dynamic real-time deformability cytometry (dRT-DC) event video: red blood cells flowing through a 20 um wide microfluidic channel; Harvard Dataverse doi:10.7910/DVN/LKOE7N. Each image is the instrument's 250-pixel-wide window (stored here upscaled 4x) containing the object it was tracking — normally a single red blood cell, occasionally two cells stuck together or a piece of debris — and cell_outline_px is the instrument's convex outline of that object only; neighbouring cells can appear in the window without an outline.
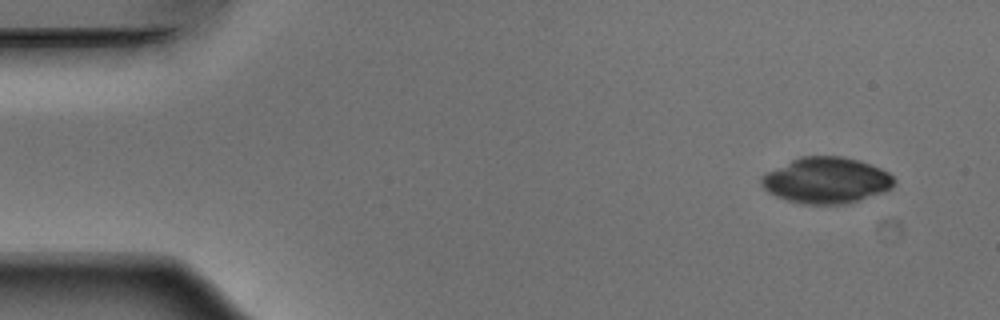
{"species": "Egyptian fruit bat (a non-hibernating species)", "species_latin": "Rousettus aegyptiacus", "temperature_condition": "warm", "stored_images_in_passage": 49, "camera_frame_rate_fps": 3000, "um_per_image_px": 0.085, "animal": {"sex": "male"}, "frame": {"image": 1, "passage_image": 1, "time_ms": 0.0, "image_size_px": [1000, 320], "cell_outline_px": [[896, 180], [892, 188], [884, 192], [848, 204], [804, 204], [788, 200], [776, 196], [768, 192], [760, 184], [760, 176], [800, 156], [840, 156], [860, 160], [880, 168], [888, 172]], "centroid_in_image_um": [70.26, 15.33], "position_along_channel_um": 14.7, "area_um2": 35.66}}
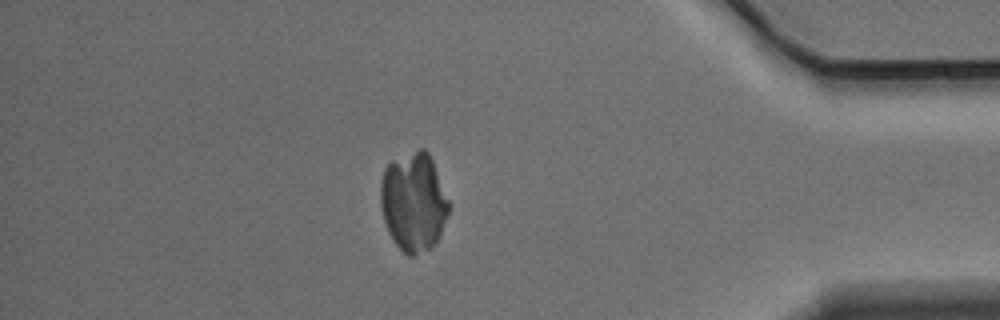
{"frame": {"image": 2, "passage_image": 42, "time_ms": 13.667, "image_size_px": [1000, 320], "cell_outline_px": [[448, 212], [440, 232], [436, 240], [428, 248], [412, 256], [408, 256], [392, 240], [388, 232], [384, 220], [380, 204], [380, 184], [384, 168], [392, 160], [420, 148], [424, 148], [428, 152], [432, 160], [448, 200]], "centroid_in_image_um": [35.11, 17.14], "position_along_channel_um": 400.1, "area_um2": 38.78}}
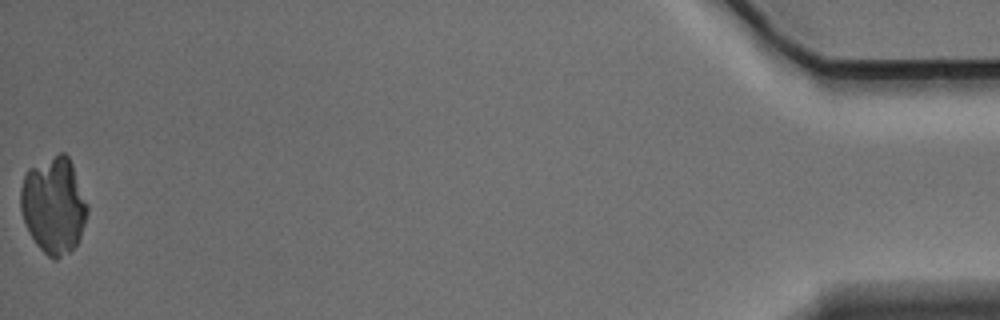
{"frame": {"image": 3, "passage_image": 49, "time_ms": 16.0, "image_size_px": [1000, 320], "cell_outline_px": [[88, 212], [80, 236], [76, 244], [68, 252], [56, 260], [52, 260], [36, 244], [28, 232], [24, 224], [20, 208], [20, 188], [24, 176], [28, 168], [60, 152], [64, 152], [68, 156], [72, 164], [88, 204]], "centroid_in_image_um": [4.54, 17.45], "position_along_channel_um": 430.7, "area_um2": 37.69}}